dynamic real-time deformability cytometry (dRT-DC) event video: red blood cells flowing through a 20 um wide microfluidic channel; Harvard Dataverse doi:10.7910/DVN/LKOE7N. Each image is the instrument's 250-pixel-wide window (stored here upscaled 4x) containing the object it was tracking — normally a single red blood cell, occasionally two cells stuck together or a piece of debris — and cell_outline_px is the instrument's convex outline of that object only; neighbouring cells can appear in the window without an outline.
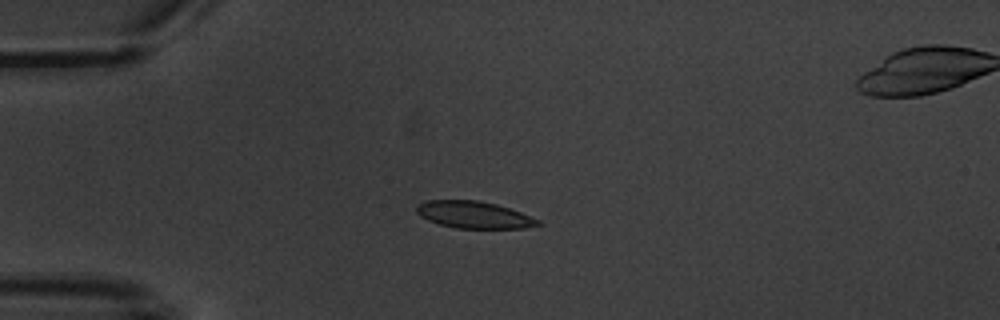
{"species": "common noctule bat (a hibernating species)", "species_latin": "Nyctalus noctula", "temperature_condition": "warm", "stored_images_in_passage": 10, "camera_frame_rate_fps": 3000, "um_per_image_px": 0.085, "animal": {"sex": "male", "body_mass_g": 20.1, "forearm_length_mm": 53.5}, "frame": {"image": 1, "passage_image": 4, "time_ms": 3.667, "image_size_px": [1000, 320], "cell_outline_px": [[544, 224], [524, 228], [456, 228], [440, 224], [428, 220], [420, 216], [416, 212], [416, 208], [424, 200], [480, 200], [496, 204], [520, 212], [540, 220]], "centroid_in_image_um": [40.29, 18.25], "position_along_channel_um": 44.7, "area_um2": 19.07}}
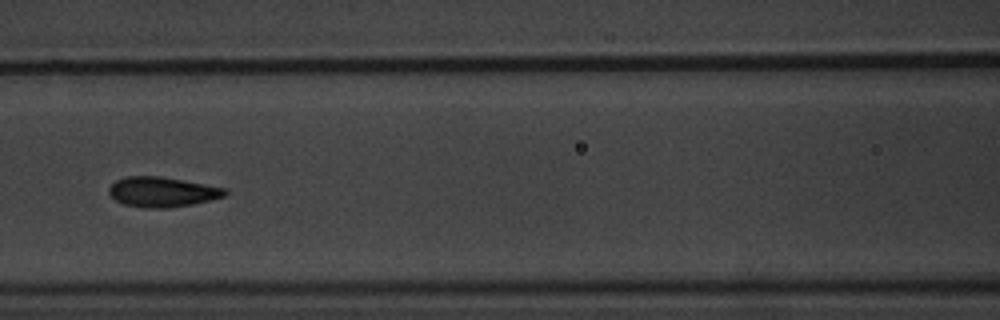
{"frame": {"image": 2, "passage_image": 7, "time_ms": 7.333, "image_size_px": [1000, 320], "cell_outline_px": [[228, 192], [224, 196], [192, 204], [168, 208], [144, 208], [124, 204], [116, 200], [108, 192], [108, 188], [116, 180], [128, 176], [160, 176], [204, 184], [224, 188]], "centroid_in_image_um": [13.75, 16.31], "position_along_channel_um": 152.8, "area_um2": 20.06}}
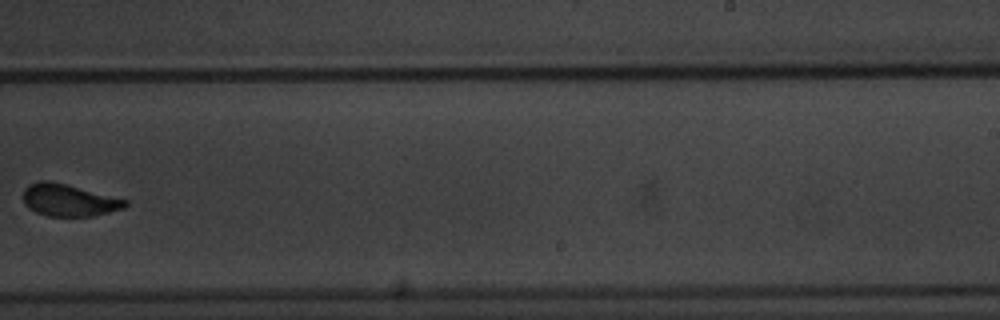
{"frame": {"image": 3, "passage_image": 10, "time_ms": 11.0, "image_size_px": [1000, 320], "cell_outline_px": [[128, 204], [124, 208], [92, 216], [48, 216], [36, 212], [28, 208], [24, 204], [24, 188], [28, 184], [40, 180], [48, 180], [128, 200]], "centroid_in_image_um": [5.82, 17.02], "position_along_channel_um": 283.2, "area_um2": 18.9}}